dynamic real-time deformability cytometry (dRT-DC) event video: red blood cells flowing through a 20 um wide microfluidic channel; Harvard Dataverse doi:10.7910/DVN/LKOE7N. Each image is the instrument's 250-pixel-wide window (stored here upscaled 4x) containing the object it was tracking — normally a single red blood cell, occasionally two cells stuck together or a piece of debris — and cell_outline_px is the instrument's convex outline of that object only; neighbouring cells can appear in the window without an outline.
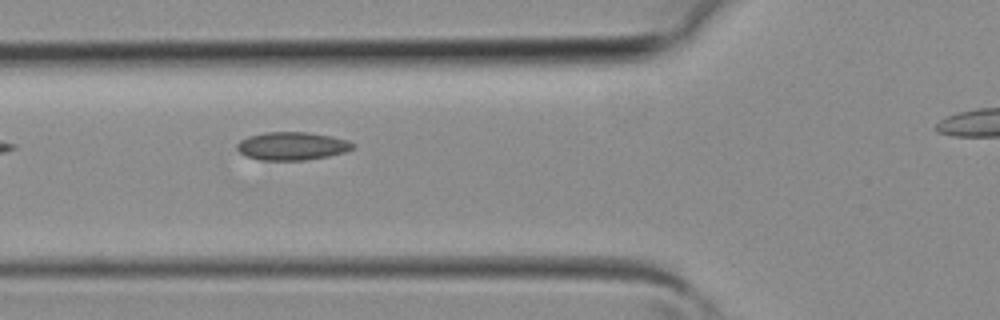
{"species": "common noctule bat (a hibernating species)", "species_latin": "Nyctalus noctula", "temperature_condition": "room temperature", "stored_images_in_passage": 5, "camera_frame_rate_fps": 3000, "um_per_image_px": 0.085, "animal": {"sex": "female", "body_mass_g": 19.3, "forearm_length_mm": 54.1}, "frame": {"image": 1, "passage_image": 3, "time_ms": 0.667, "image_size_px": [1000, 320], "cell_outline_px": [[356, 144], [352, 148], [344, 152], [328, 156], [304, 160], [260, 160], [248, 156], [240, 152], [236, 148], [236, 144], [240, 140], [248, 136], [264, 132], [308, 132], [332, 136], [348, 140]], "centroid_in_image_um": [24.82, 12.4], "position_along_channel_um": 101.0, "area_um2": 18.96}}